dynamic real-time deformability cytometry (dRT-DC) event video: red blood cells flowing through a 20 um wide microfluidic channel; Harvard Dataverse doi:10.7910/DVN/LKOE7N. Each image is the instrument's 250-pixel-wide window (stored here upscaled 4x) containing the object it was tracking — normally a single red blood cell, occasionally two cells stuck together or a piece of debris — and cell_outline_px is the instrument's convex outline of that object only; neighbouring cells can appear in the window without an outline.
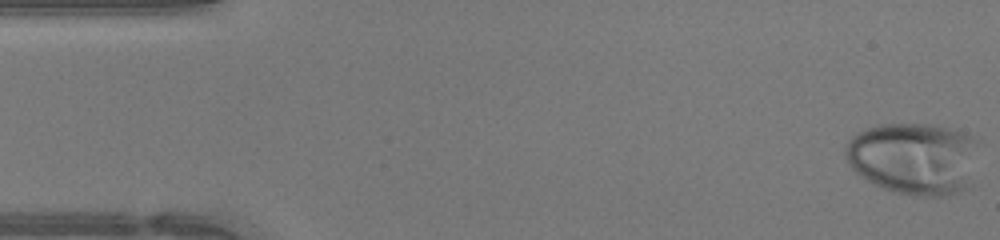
{"species": "human", "species_latin": "Homo sapiens", "temperature_condition": "warm", "stored_images_in_passage": 37, "camera_frame_rate_fps": 3000, "um_per_image_px": 0.085, "donor": {"sex": "female"}, "frame": {"image": 1, "passage_image": 1, "time_ms": 0.0, "image_size_px": [1000, 240], "cell_outline_px": [[980, 144], [972, 188], [948, 196], [912, 196], [892, 192], [868, 180], [856, 172], [848, 164], [844, 152], [844, 144], [856, 132], [864, 128], [876, 124], [936, 124], [968, 132], [980, 136]], "centroid_in_image_um": [77.78, 13.44], "position_along_channel_um": 7.2, "area_um2": 58.32}}
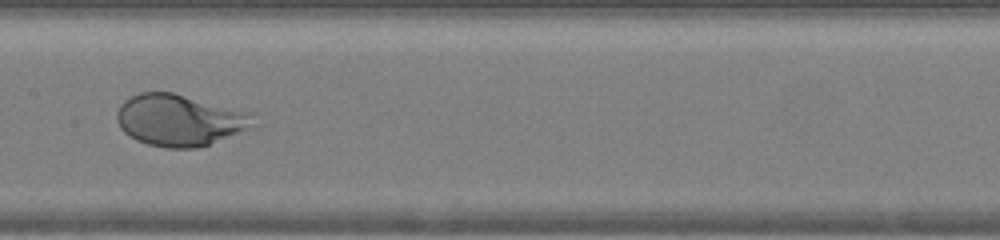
{"frame": {"image": 2, "passage_image": 23, "time_ms": 7.333, "image_size_px": [1000, 240], "cell_outline_px": [[256, 112], [244, 128], [236, 132], [208, 144], [196, 148], [164, 148], [148, 144], [136, 140], [124, 132], [120, 128], [116, 120], [116, 112], [120, 104], [124, 100], [140, 92], [172, 92]], "centroid_in_image_um": [15.18, 10.18], "position_along_channel_um": 192.2, "area_um2": 40.69}}
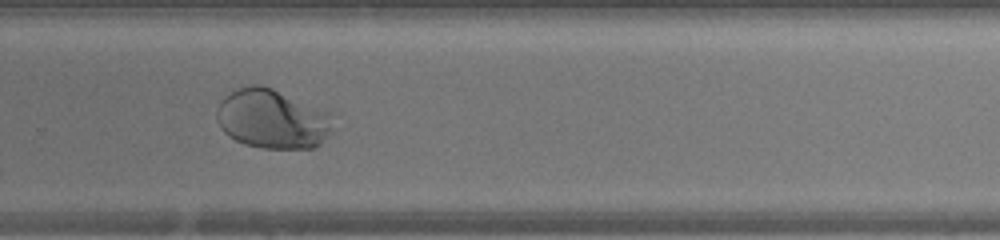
{"frame": {"image": 3, "passage_image": 31, "time_ms": 10.0, "image_size_px": [1000, 240], "cell_outline_px": [[336, 112], [332, 132], [316, 148], [260, 148], [244, 144], [228, 136], [220, 128], [216, 120], [216, 108], [220, 100], [224, 96], [236, 88], [252, 84], [260, 84], [272, 88]], "centroid_in_image_um": [23.2, 10.09], "position_along_channel_um": 306.6, "area_um2": 41.56}, "authors_computed_cell_mechanics": {"area_um2": 43.1188, "velocity_mm_per_s": 4.3115, "shape_relaxation_time_tau1_ms": 2.9756, "shape_relaxation_time_tau2_ms": null, "deformation_change_tau1": 0.1927, "deformation_change_tau2": null}}